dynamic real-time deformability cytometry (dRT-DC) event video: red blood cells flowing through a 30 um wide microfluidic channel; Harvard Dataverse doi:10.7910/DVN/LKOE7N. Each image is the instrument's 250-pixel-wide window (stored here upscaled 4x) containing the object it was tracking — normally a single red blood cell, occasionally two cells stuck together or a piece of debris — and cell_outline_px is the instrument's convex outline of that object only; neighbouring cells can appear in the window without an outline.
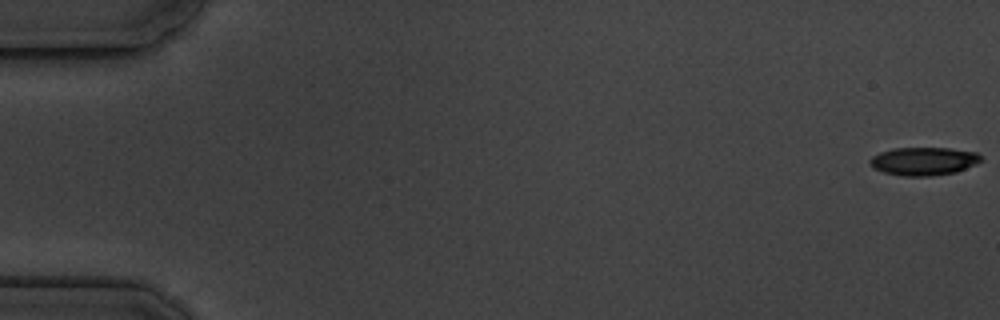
{"species": "common noctule bat (a hibernating species)", "species_latin": "Nyctalus noctula", "temperature_condition": "cold", "stored_images_in_passage": 6, "camera_frame_rate_fps": 3000, "um_per_image_px": 0.085, "animal": {"sex": "male", "body_mass_g": 19.5, "forearm_length_mm": 54.6}, "frame": {"image": 1, "passage_image": 1, "time_ms": 0.0, "image_size_px": [1000, 320], "cell_outline_px": [[984, 160], [976, 164], [956, 172], [932, 176], [904, 176], [884, 172], [872, 168], [868, 164], [868, 160], [872, 156], [880, 152], [892, 148], [948, 148], [976, 152], [984, 156]], "centroid_in_image_um": [78.52, 13.7], "position_along_channel_um": 6.5, "area_um2": 18.5}}
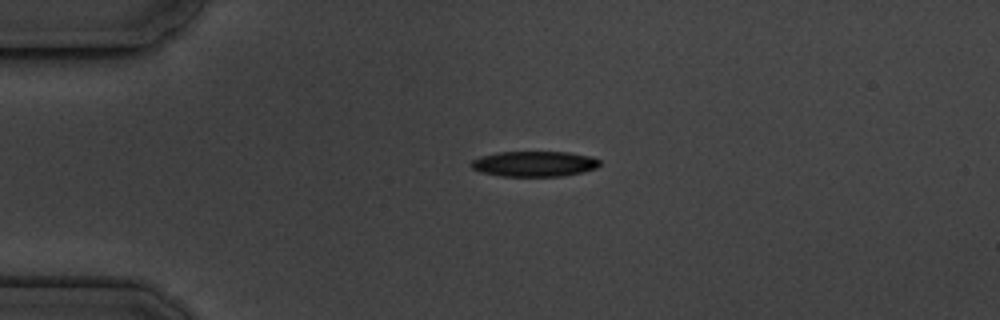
{"frame": {"image": 2, "passage_image": 4, "time_ms": 4.333, "image_size_px": [1000, 320], "cell_outline_px": [[600, 164], [596, 168], [584, 172], [564, 176], [500, 176], [480, 172], [472, 168], [468, 164], [472, 160], [480, 156], [496, 152], [568, 152], [592, 156], [600, 160]], "centroid_in_image_um": [45.4, 13.92], "position_along_channel_um": 39.6, "area_um2": 19.31}}